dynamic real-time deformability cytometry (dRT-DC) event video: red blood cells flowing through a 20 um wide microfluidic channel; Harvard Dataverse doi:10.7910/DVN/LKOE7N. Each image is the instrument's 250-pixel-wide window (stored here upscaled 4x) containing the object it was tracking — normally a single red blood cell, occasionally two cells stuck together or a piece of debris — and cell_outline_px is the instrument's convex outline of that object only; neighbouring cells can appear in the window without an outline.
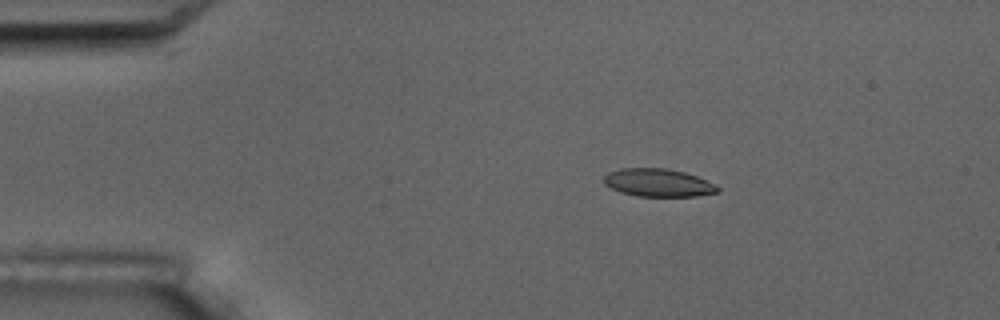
{"species": "common noctule bat (a hibernating species)", "species_latin": "Nyctalus noctula", "temperature_condition": "room temperature", "stored_images_in_passage": 16, "camera_frame_rate_fps": 3000, "um_per_image_px": 0.085, "animal": {"sex": "male", "body_mass_g": 17.5, "forearm_length_mm": 52.3}, "frame": {"image": 1, "passage_image": 3, "time_ms": 2.333, "image_size_px": [1000, 320], "cell_outline_px": [[720, 192], [696, 196], [636, 196], [620, 192], [604, 184], [604, 176], [608, 172], [620, 168], [668, 168], [684, 172], [696, 176], [716, 184], [720, 188]], "centroid_in_image_um": [55.95, 15.53], "position_along_channel_um": 29.0, "area_um2": 18.61}}
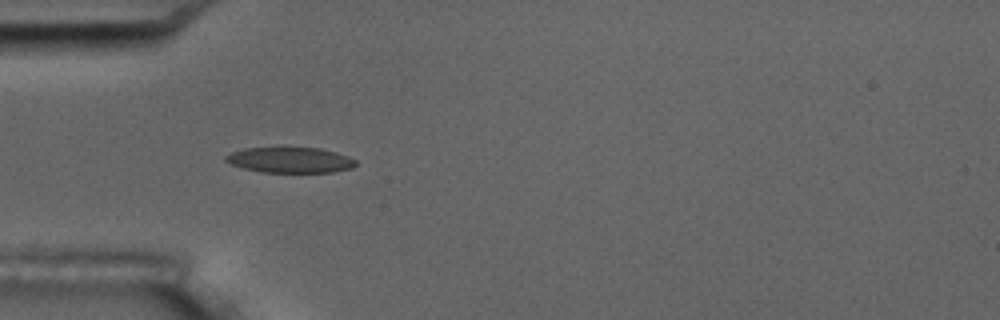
{"frame": {"image": 2, "passage_image": 5, "time_ms": 4.667, "image_size_px": [1000, 320], "cell_outline_px": [[356, 164], [352, 168], [332, 172], [264, 172], [244, 168], [232, 164], [224, 160], [224, 156], [232, 152], [244, 148], [320, 148], [336, 152], [348, 156], [356, 160]], "centroid_in_image_um": [24.68, 13.6], "position_along_channel_um": 60.3, "area_um2": 19.19}, "authors_computed_cell_mechanics": {"area_um2": 19.3341, "velocity_mm_per_s": 3.6308, "shape_relaxation_time_tau1_ms": 6.7547, "shape_relaxation_time_tau2_ms": 2.3579, "deformation_change_tau1": 0.1687, "deformation_change_tau2": 0.082}}